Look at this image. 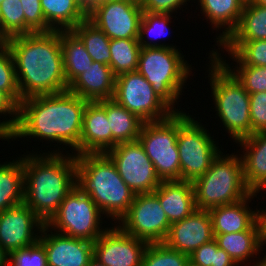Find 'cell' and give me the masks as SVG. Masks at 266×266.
Wrapping results in <instances>:
<instances>
[{
	"instance_id": "681fc988",
	"label": "cell",
	"mask_w": 266,
	"mask_h": 266,
	"mask_svg": "<svg viewBox=\"0 0 266 266\" xmlns=\"http://www.w3.org/2000/svg\"><path fill=\"white\" fill-rule=\"evenodd\" d=\"M87 266H107L105 264H103L102 262H100L99 260H97L94 256L91 258L90 263Z\"/></svg>"
},
{
	"instance_id": "9f6ffc18",
	"label": "cell",
	"mask_w": 266,
	"mask_h": 266,
	"mask_svg": "<svg viewBox=\"0 0 266 266\" xmlns=\"http://www.w3.org/2000/svg\"><path fill=\"white\" fill-rule=\"evenodd\" d=\"M135 2H138V3H142L144 0H133Z\"/></svg>"
},
{
	"instance_id": "d6a6232c",
	"label": "cell",
	"mask_w": 266,
	"mask_h": 266,
	"mask_svg": "<svg viewBox=\"0 0 266 266\" xmlns=\"http://www.w3.org/2000/svg\"><path fill=\"white\" fill-rule=\"evenodd\" d=\"M72 31L84 43L86 51L93 61L109 65L111 62V39H109L101 29L86 19L74 27Z\"/></svg>"
},
{
	"instance_id": "4dcf8cb0",
	"label": "cell",
	"mask_w": 266,
	"mask_h": 266,
	"mask_svg": "<svg viewBox=\"0 0 266 266\" xmlns=\"http://www.w3.org/2000/svg\"><path fill=\"white\" fill-rule=\"evenodd\" d=\"M64 75L69 85L78 75L86 72L93 59L84 43L72 30H60Z\"/></svg>"
},
{
	"instance_id": "6da1fadb",
	"label": "cell",
	"mask_w": 266,
	"mask_h": 266,
	"mask_svg": "<svg viewBox=\"0 0 266 266\" xmlns=\"http://www.w3.org/2000/svg\"><path fill=\"white\" fill-rule=\"evenodd\" d=\"M87 102L68 90L26 98L19 104L16 128L6 137V141L9 144L22 138L27 142L42 141V145L46 141L47 144L50 143V147L55 146L50 151L44 149L43 152L41 149L42 153L68 154L71 151V154L78 155ZM52 143L55 144L51 145Z\"/></svg>"
},
{
	"instance_id": "bcb514c9",
	"label": "cell",
	"mask_w": 266,
	"mask_h": 266,
	"mask_svg": "<svg viewBox=\"0 0 266 266\" xmlns=\"http://www.w3.org/2000/svg\"><path fill=\"white\" fill-rule=\"evenodd\" d=\"M0 266H8V253L0 246Z\"/></svg>"
},
{
	"instance_id": "603a6c76",
	"label": "cell",
	"mask_w": 266,
	"mask_h": 266,
	"mask_svg": "<svg viewBox=\"0 0 266 266\" xmlns=\"http://www.w3.org/2000/svg\"><path fill=\"white\" fill-rule=\"evenodd\" d=\"M198 4L206 22L216 31V44L220 45L237 27L245 0H193ZM197 1V2H196ZM209 21V22H208Z\"/></svg>"
},
{
	"instance_id": "f907efd6",
	"label": "cell",
	"mask_w": 266,
	"mask_h": 266,
	"mask_svg": "<svg viewBox=\"0 0 266 266\" xmlns=\"http://www.w3.org/2000/svg\"><path fill=\"white\" fill-rule=\"evenodd\" d=\"M250 1L257 5L266 6V0H250Z\"/></svg>"
},
{
	"instance_id": "e575fe53",
	"label": "cell",
	"mask_w": 266,
	"mask_h": 266,
	"mask_svg": "<svg viewBox=\"0 0 266 266\" xmlns=\"http://www.w3.org/2000/svg\"><path fill=\"white\" fill-rule=\"evenodd\" d=\"M1 42L25 34V15L20 0H4L0 4Z\"/></svg>"
},
{
	"instance_id": "44dd1931",
	"label": "cell",
	"mask_w": 266,
	"mask_h": 266,
	"mask_svg": "<svg viewBox=\"0 0 266 266\" xmlns=\"http://www.w3.org/2000/svg\"><path fill=\"white\" fill-rule=\"evenodd\" d=\"M116 76L109 65L95 62L78 75L69 85L68 91L88 102L112 99Z\"/></svg>"
},
{
	"instance_id": "8d00e7d4",
	"label": "cell",
	"mask_w": 266,
	"mask_h": 266,
	"mask_svg": "<svg viewBox=\"0 0 266 266\" xmlns=\"http://www.w3.org/2000/svg\"><path fill=\"white\" fill-rule=\"evenodd\" d=\"M0 90L5 92L19 106L22 100L15 64L11 51L4 42H0Z\"/></svg>"
},
{
	"instance_id": "f546056e",
	"label": "cell",
	"mask_w": 266,
	"mask_h": 266,
	"mask_svg": "<svg viewBox=\"0 0 266 266\" xmlns=\"http://www.w3.org/2000/svg\"><path fill=\"white\" fill-rule=\"evenodd\" d=\"M266 40V6L245 1L237 27L223 42Z\"/></svg>"
},
{
	"instance_id": "f6af8a7d",
	"label": "cell",
	"mask_w": 266,
	"mask_h": 266,
	"mask_svg": "<svg viewBox=\"0 0 266 266\" xmlns=\"http://www.w3.org/2000/svg\"><path fill=\"white\" fill-rule=\"evenodd\" d=\"M259 208L258 209V219L261 225V233H262V239L264 242V245L266 247V208Z\"/></svg>"
},
{
	"instance_id": "ee69618b",
	"label": "cell",
	"mask_w": 266,
	"mask_h": 266,
	"mask_svg": "<svg viewBox=\"0 0 266 266\" xmlns=\"http://www.w3.org/2000/svg\"><path fill=\"white\" fill-rule=\"evenodd\" d=\"M190 1L193 0H144L141 3L143 12L149 13H160V14H174L178 13L179 10L189 5ZM188 2V3H187ZM185 6V7H184ZM178 10V11H177Z\"/></svg>"
},
{
	"instance_id": "7c38bea8",
	"label": "cell",
	"mask_w": 266,
	"mask_h": 266,
	"mask_svg": "<svg viewBox=\"0 0 266 266\" xmlns=\"http://www.w3.org/2000/svg\"><path fill=\"white\" fill-rule=\"evenodd\" d=\"M117 225L127 234L148 243L164 242L170 229L159 198L152 193L135 194L128 212Z\"/></svg>"
},
{
	"instance_id": "11a10c76",
	"label": "cell",
	"mask_w": 266,
	"mask_h": 266,
	"mask_svg": "<svg viewBox=\"0 0 266 266\" xmlns=\"http://www.w3.org/2000/svg\"><path fill=\"white\" fill-rule=\"evenodd\" d=\"M0 42H1V13H0Z\"/></svg>"
},
{
	"instance_id": "db71d44e",
	"label": "cell",
	"mask_w": 266,
	"mask_h": 266,
	"mask_svg": "<svg viewBox=\"0 0 266 266\" xmlns=\"http://www.w3.org/2000/svg\"><path fill=\"white\" fill-rule=\"evenodd\" d=\"M0 139H2L1 141H6V137L0 132Z\"/></svg>"
},
{
	"instance_id": "484cf974",
	"label": "cell",
	"mask_w": 266,
	"mask_h": 266,
	"mask_svg": "<svg viewBox=\"0 0 266 266\" xmlns=\"http://www.w3.org/2000/svg\"><path fill=\"white\" fill-rule=\"evenodd\" d=\"M47 25L52 30H72L87 19V4L83 0H40Z\"/></svg>"
},
{
	"instance_id": "8fae6325",
	"label": "cell",
	"mask_w": 266,
	"mask_h": 266,
	"mask_svg": "<svg viewBox=\"0 0 266 266\" xmlns=\"http://www.w3.org/2000/svg\"><path fill=\"white\" fill-rule=\"evenodd\" d=\"M113 99L144 122L164 120L174 113L138 71L116 77Z\"/></svg>"
},
{
	"instance_id": "7402d4cb",
	"label": "cell",
	"mask_w": 266,
	"mask_h": 266,
	"mask_svg": "<svg viewBox=\"0 0 266 266\" xmlns=\"http://www.w3.org/2000/svg\"><path fill=\"white\" fill-rule=\"evenodd\" d=\"M261 198L252 192L246 198L208 210L213 234H226L247 231L258 220V207L251 208L249 204L254 199ZM256 209V210H255Z\"/></svg>"
},
{
	"instance_id": "cb8c5ba5",
	"label": "cell",
	"mask_w": 266,
	"mask_h": 266,
	"mask_svg": "<svg viewBox=\"0 0 266 266\" xmlns=\"http://www.w3.org/2000/svg\"><path fill=\"white\" fill-rule=\"evenodd\" d=\"M153 193L159 198L171 224L183 220L197 209L192 182L162 181Z\"/></svg>"
},
{
	"instance_id": "836d02e7",
	"label": "cell",
	"mask_w": 266,
	"mask_h": 266,
	"mask_svg": "<svg viewBox=\"0 0 266 266\" xmlns=\"http://www.w3.org/2000/svg\"><path fill=\"white\" fill-rule=\"evenodd\" d=\"M140 49L138 39H111L109 66L116 77L123 73L137 71Z\"/></svg>"
},
{
	"instance_id": "52a82bcc",
	"label": "cell",
	"mask_w": 266,
	"mask_h": 266,
	"mask_svg": "<svg viewBox=\"0 0 266 266\" xmlns=\"http://www.w3.org/2000/svg\"><path fill=\"white\" fill-rule=\"evenodd\" d=\"M235 153L225 155L221 151L204 175L192 182L197 209L232 204L252 193L244 179L241 156Z\"/></svg>"
},
{
	"instance_id": "8992f818",
	"label": "cell",
	"mask_w": 266,
	"mask_h": 266,
	"mask_svg": "<svg viewBox=\"0 0 266 266\" xmlns=\"http://www.w3.org/2000/svg\"><path fill=\"white\" fill-rule=\"evenodd\" d=\"M185 56L180 49L141 47L138 57L137 71L174 112L186 111L178 102L182 101L187 80L194 76L192 70L196 69H192Z\"/></svg>"
},
{
	"instance_id": "816d5d0a",
	"label": "cell",
	"mask_w": 266,
	"mask_h": 266,
	"mask_svg": "<svg viewBox=\"0 0 266 266\" xmlns=\"http://www.w3.org/2000/svg\"><path fill=\"white\" fill-rule=\"evenodd\" d=\"M184 266H199V265L194 264L191 260L188 259V261L185 263Z\"/></svg>"
},
{
	"instance_id": "c3c4849f",
	"label": "cell",
	"mask_w": 266,
	"mask_h": 266,
	"mask_svg": "<svg viewBox=\"0 0 266 266\" xmlns=\"http://www.w3.org/2000/svg\"><path fill=\"white\" fill-rule=\"evenodd\" d=\"M253 266H266V252L265 254L262 253V257L260 256L259 260Z\"/></svg>"
},
{
	"instance_id": "d6986e66",
	"label": "cell",
	"mask_w": 266,
	"mask_h": 266,
	"mask_svg": "<svg viewBox=\"0 0 266 266\" xmlns=\"http://www.w3.org/2000/svg\"><path fill=\"white\" fill-rule=\"evenodd\" d=\"M112 149V132L106 116V100L87 102L83 114L80 154L106 153Z\"/></svg>"
},
{
	"instance_id": "30bf717a",
	"label": "cell",
	"mask_w": 266,
	"mask_h": 266,
	"mask_svg": "<svg viewBox=\"0 0 266 266\" xmlns=\"http://www.w3.org/2000/svg\"><path fill=\"white\" fill-rule=\"evenodd\" d=\"M178 112L160 121L145 122L138 140L161 181L181 180L177 148Z\"/></svg>"
},
{
	"instance_id": "7a4b0ae2",
	"label": "cell",
	"mask_w": 266,
	"mask_h": 266,
	"mask_svg": "<svg viewBox=\"0 0 266 266\" xmlns=\"http://www.w3.org/2000/svg\"><path fill=\"white\" fill-rule=\"evenodd\" d=\"M4 43L13 56L21 100L67 91L60 30L17 35Z\"/></svg>"
},
{
	"instance_id": "f1b7e54d",
	"label": "cell",
	"mask_w": 266,
	"mask_h": 266,
	"mask_svg": "<svg viewBox=\"0 0 266 266\" xmlns=\"http://www.w3.org/2000/svg\"><path fill=\"white\" fill-rule=\"evenodd\" d=\"M217 47V49L210 50V52L223 65H233L235 62V65L266 66V40L222 42ZM220 51L221 53L226 51L233 62L230 64L231 59L228 58L226 60V57L223 58V53L221 55Z\"/></svg>"
},
{
	"instance_id": "5bb4252c",
	"label": "cell",
	"mask_w": 266,
	"mask_h": 266,
	"mask_svg": "<svg viewBox=\"0 0 266 266\" xmlns=\"http://www.w3.org/2000/svg\"><path fill=\"white\" fill-rule=\"evenodd\" d=\"M106 154L135 194L152 193L162 182L139 140L118 144Z\"/></svg>"
},
{
	"instance_id": "4316f807",
	"label": "cell",
	"mask_w": 266,
	"mask_h": 266,
	"mask_svg": "<svg viewBox=\"0 0 266 266\" xmlns=\"http://www.w3.org/2000/svg\"><path fill=\"white\" fill-rule=\"evenodd\" d=\"M106 116L112 132V148L121 143L138 140L145 122L113 98L106 100Z\"/></svg>"
},
{
	"instance_id": "ab89813d",
	"label": "cell",
	"mask_w": 266,
	"mask_h": 266,
	"mask_svg": "<svg viewBox=\"0 0 266 266\" xmlns=\"http://www.w3.org/2000/svg\"><path fill=\"white\" fill-rule=\"evenodd\" d=\"M8 266H48L44 245L38 240L26 248L11 251Z\"/></svg>"
},
{
	"instance_id": "60d3db41",
	"label": "cell",
	"mask_w": 266,
	"mask_h": 266,
	"mask_svg": "<svg viewBox=\"0 0 266 266\" xmlns=\"http://www.w3.org/2000/svg\"><path fill=\"white\" fill-rule=\"evenodd\" d=\"M20 1L25 15V34L52 31L45 21L40 0Z\"/></svg>"
},
{
	"instance_id": "d590c367",
	"label": "cell",
	"mask_w": 266,
	"mask_h": 266,
	"mask_svg": "<svg viewBox=\"0 0 266 266\" xmlns=\"http://www.w3.org/2000/svg\"><path fill=\"white\" fill-rule=\"evenodd\" d=\"M189 256L168 247L164 242L149 243L141 266H184Z\"/></svg>"
},
{
	"instance_id": "ffe728a7",
	"label": "cell",
	"mask_w": 266,
	"mask_h": 266,
	"mask_svg": "<svg viewBox=\"0 0 266 266\" xmlns=\"http://www.w3.org/2000/svg\"><path fill=\"white\" fill-rule=\"evenodd\" d=\"M213 235L218 247L223 249L238 266H253L259 260L263 249H266L259 219L247 231Z\"/></svg>"
},
{
	"instance_id": "9c48e42d",
	"label": "cell",
	"mask_w": 266,
	"mask_h": 266,
	"mask_svg": "<svg viewBox=\"0 0 266 266\" xmlns=\"http://www.w3.org/2000/svg\"><path fill=\"white\" fill-rule=\"evenodd\" d=\"M104 218L91 197L75 186L45 225L57 233L94 242L109 228L105 226L110 224L103 225L107 224Z\"/></svg>"
},
{
	"instance_id": "1f68e13d",
	"label": "cell",
	"mask_w": 266,
	"mask_h": 266,
	"mask_svg": "<svg viewBox=\"0 0 266 266\" xmlns=\"http://www.w3.org/2000/svg\"><path fill=\"white\" fill-rule=\"evenodd\" d=\"M173 17L175 19L177 18L176 15L173 16V14L143 12L138 37L140 46L149 48L169 47L173 49H180L169 42L165 43L166 35L171 34L168 31L169 29L171 30L170 24L173 23ZM162 38H164L163 42L160 40ZM157 39H159V41Z\"/></svg>"
},
{
	"instance_id": "e0dca14e",
	"label": "cell",
	"mask_w": 266,
	"mask_h": 266,
	"mask_svg": "<svg viewBox=\"0 0 266 266\" xmlns=\"http://www.w3.org/2000/svg\"><path fill=\"white\" fill-rule=\"evenodd\" d=\"M39 241L44 245L48 266H87L93 253V242L53 232L43 226Z\"/></svg>"
},
{
	"instance_id": "2e32d148",
	"label": "cell",
	"mask_w": 266,
	"mask_h": 266,
	"mask_svg": "<svg viewBox=\"0 0 266 266\" xmlns=\"http://www.w3.org/2000/svg\"><path fill=\"white\" fill-rule=\"evenodd\" d=\"M45 223L23 202L0 213V246L9 254L39 240Z\"/></svg>"
},
{
	"instance_id": "f35d334b",
	"label": "cell",
	"mask_w": 266,
	"mask_h": 266,
	"mask_svg": "<svg viewBox=\"0 0 266 266\" xmlns=\"http://www.w3.org/2000/svg\"><path fill=\"white\" fill-rule=\"evenodd\" d=\"M194 264L199 266H238L221 248L215 239L197 248L190 256Z\"/></svg>"
},
{
	"instance_id": "d4e9b609",
	"label": "cell",
	"mask_w": 266,
	"mask_h": 266,
	"mask_svg": "<svg viewBox=\"0 0 266 266\" xmlns=\"http://www.w3.org/2000/svg\"><path fill=\"white\" fill-rule=\"evenodd\" d=\"M234 144L240 147L244 179L254 192L266 180V131L252 134Z\"/></svg>"
},
{
	"instance_id": "5b68a950",
	"label": "cell",
	"mask_w": 266,
	"mask_h": 266,
	"mask_svg": "<svg viewBox=\"0 0 266 266\" xmlns=\"http://www.w3.org/2000/svg\"><path fill=\"white\" fill-rule=\"evenodd\" d=\"M206 72L211 101L222 128L237 142L251 136L250 96L235 76L211 53ZM218 116V117H217Z\"/></svg>"
},
{
	"instance_id": "3957f363",
	"label": "cell",
	"mask_w": 266,
	"mask_h": 266,
	"mask_svg": "<svg viewBox=\"0 0 266 266\" xmlns=\"http://www.w3.org/2000/svg\"><path fill=\"white\" fill-rule=\"evenodd\" d=\"M34 150L23 154V202L46 224L76 186V156Z\"/></svg>"
},
{
	"instance_id": "83f0119b",
	"label": "cell",
	"mask_w": 266,
	"mask_h": 266,
	"mask_svg": "<svg viewBox=\"0 0 266 266\" xmlns=\"http://www.w3.org/2000/svg\"><path fill=\"white\" fill-rule=\"evenodd\" d=\"M0 163V213L23 203V154Z\"/></svg>"
},
{
	"instance_id": "4fadbf2b",
	"label": "cell",
	"mask_w": 266,
	"mask_h": 266,
	"mask_svg": "<svg viewBox=\"0 0 266 266\" xmlns=\"http://www.w3.org/2000/svg\"><path fill=\"white\" fill-rule=\"evenodd\" d=\"M142 15L141 3L133 0L99 1L87 10V19L109 39H138Z\"/></svg>"
},
{
	"instance_id": "ba28073f",
	"label": "cell",
	"mask_w": 266,
	"mask_h": 266,
	"mask_svg": "<svg viewBox=\"0 0 266 266\" xmlns=\"http://www.w3.org/2000/svg\"><path fill=\"white\" fill-rule=\"evenodd\" d=\"M188 112V113H187ZM189 111L178 112L177 148L180 156L181 180L193 182L204 175L212 161L223 150L214 139V135L201 123L195 120ZM221 150H220V148Z\"/></svg>"
},
{
	"instance_id": "f5cc1de1",
	"label": "cell",
	"mask_w": 266,
	"mask_h": 266,
	"mask_svg": "<svg viewBox=\"0 0 266 266\" xmlns=\"http://www.w3.org/2000/svg\"><path fill=\"white\" fill-rule=\"evenodd\" d=\"M99 1H104V0H88L87 8H88L91 4H93V3H95V2H99Z\"/></svg>"
},
{
	"instance_id": "b9f144b4",
	"label": "cell",
	"mask_w": 266,
	"mask_h": 266,
	"mask_svg": "<svg viewBox=\"0 0 266 266\" xmlns=\"http://www.w3.org/2000/svg\"><path fill=\"white\" fill-rule=\"evenodd\" d=\"M249 96L252 135L266 131V92H255Z\"/></svg>"
},
{
	"instance_id": "7bdbcfd3",
	"label": "cell",
	"mask_w": 266,
	"mask_h": 266,
	"mask_svg": "<svg viewBox=\"0 0 266 266\" xmlns=\"http://www.w3.org/2000/svg\"><path fill=\"white\" fill-rule=\"evenodd\" d=\"M18 109L19 106L5 92L0 90V119L3 117L0 120V132L5 137L16 128Z\"/></svg>"
},
{
	"instance_id": "7dc6e473",
	"label": "cell",
	"mask_w": 266,
	"mask_h": 266,
	"mask_svg": "<svg viewBox=\"0 0 266 266\" xmlns=\"http://www.w3.org/2000/svg\"><path fill=\"white\" fill-rule=\"evenodd\" d=\"M261 190L262 191L265 190L264 194L266 193V180L254 191V193L256 195H258V194L260 195L261 194L262 195L261 197H263L264 194H262Z\"/></svg>"
},
{
	"instance_id": "9a60e30c",
	"label": "cell",
	"mask_w": 266,
	"mask_h": 266,
	"mask_svg": "<svg viewBox=\"0 0 266 266\" xmlns=\"http://www.w3.org/2000/svg\"><path fill=\"white\" fill-rule=\"evenodd\" d=\"M110 224L112 227L93 242L94 257L107 266H141L149 243Z\"/></svg>"
},
{
	"instance_id": "277c9868",
	"label": "cell",
	"mask_w": 266,
	"mask_h": 266,
	"mask_svg": "<svg viewBox=\"0 0 266 266\" xmlns=\"http://www.w3.org/2000/svg\"><path fill=\"white\" fill-rule=\"evenodd\" d=\"M76 156V187L91 197L105 217L114 224L128 212L135 193L128 187L106 153Z\"/></svg>"
},
{
	"instance_id": "ac0fdd59",
	"label": "cell",
	"mask_w": 266,
	"mask_h": 266,
	"mask_svg": "<svg viewBox=\"0 0 266 266\" xmlns=\"http://www.w3.org/2000/svg\"><path fill=\"white\" fill-rule=\"evenodd\" d=\"M213 239L212 221L208 210L196 209L188 217L170 225L164 243L190 256L197 248Z\"/></svg>"
},
{
	"instance_id": "74e56055",
	"label": "cell",
	"mask_w": 266,
	"mask_h": 266,
	"mask_svg": "<svg viewBox=\"0 0 266 266\" xmlns=\"http://www.w3.org/2000/svg\"><path fill=\"white\" fill-rule=\"evenodd\" d=\"M224 66L235 76L249 94L266 92V66Z\"/></svg>"
}]
</instances>
